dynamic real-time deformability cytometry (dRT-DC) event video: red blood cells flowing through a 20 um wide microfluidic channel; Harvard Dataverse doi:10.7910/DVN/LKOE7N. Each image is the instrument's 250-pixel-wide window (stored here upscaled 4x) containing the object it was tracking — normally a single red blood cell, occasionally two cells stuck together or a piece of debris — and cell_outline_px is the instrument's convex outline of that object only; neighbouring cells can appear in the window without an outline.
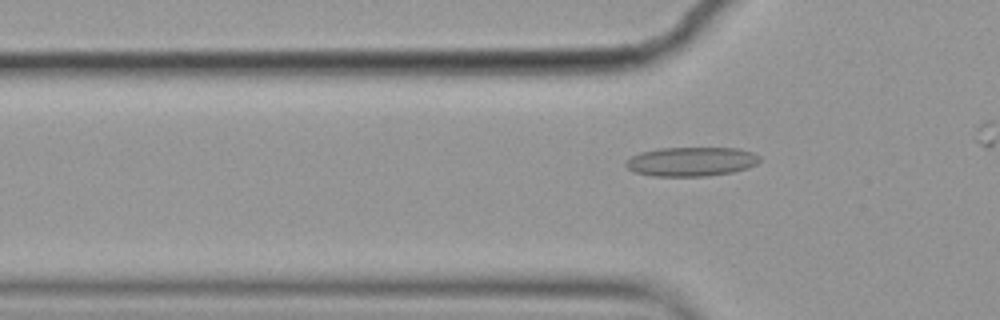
{"species": "common noctule bat (a hibernating species)", "species_latin": "Nyctalus noctula", "temperature_condition": "cold", "stored_images_in_passage": 4, "camera_frame_rate_fps": 3000, "um_per_image_px": 0.085, "animal": {"sex": "female", "body_mass_g": 19.9}, "frame": {"image": 1, "passage_image": 4, "time_ms": 1.0, "image_size_px": [1000, 320], "cell_outline_px": [[760, 160], [756, 164], [748, 168], [732, 172], [708, 176], [652, 176], [636, 172], [628, 168], [624, 164], [632, 156], [640, 152], [656, 148], [740, 148], [752, 152], [760, 156]], "centroid_in_image_um": [58.78, 13.73], "position_along_channel_um": 67.0, "area_um2": 22.83}}